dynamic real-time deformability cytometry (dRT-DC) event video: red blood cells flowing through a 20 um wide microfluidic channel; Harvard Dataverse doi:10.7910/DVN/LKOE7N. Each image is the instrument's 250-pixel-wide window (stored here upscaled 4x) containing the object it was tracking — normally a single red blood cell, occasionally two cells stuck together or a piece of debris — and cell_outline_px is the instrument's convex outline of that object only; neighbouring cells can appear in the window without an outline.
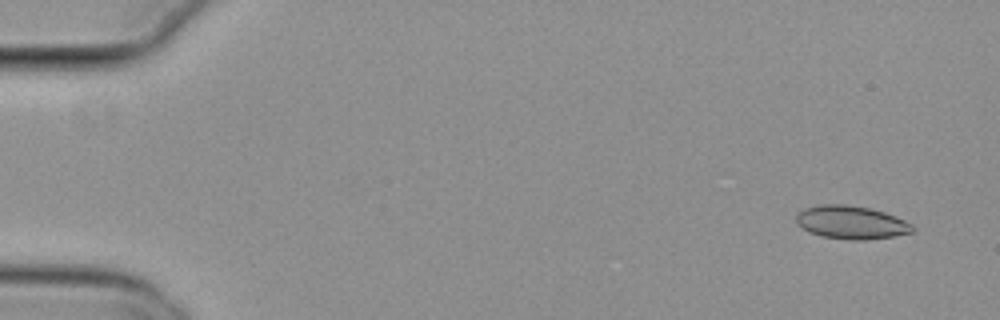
{"species": "common noctule bat (a hibernating species)", "species_latin": "Nyctalus noctula", "temperature_condition": "cold", "stored_images_in_passage": 56, "camera_frame_rate_fps": 3000, "um_per_image_px": 0.085, "animal": {"sex": "female", "body_mass_g": 29.2, "forearm_length_mm": 56.3}, "frame": {"image": 1, "passage_image": 4, "time_ms": 1.0, "image_size_px": [1000, 320], "cell_outline_px": [[916, 228], [912, 232], [892, 236], [868, 240], [848, 240], [820, 236], [808, 232], [796, 224], [796, 216], [804, 208], [820, 204], [844, 204], [868, 208], [884, 212], [896, 216], [912, 224]], "centroid_in_image_um": [72.34, 18.91], "position_along_channel_um": 12.7, "area_um2": 22.66}}
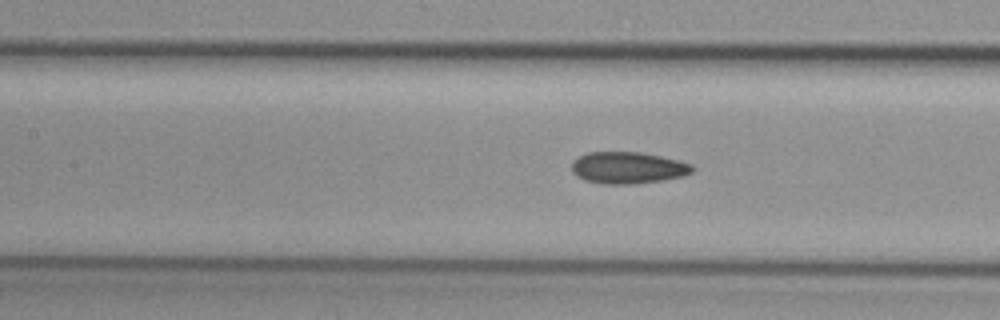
{"frame": {"image": 2, "passage_image": 26, "time_ms": 8.333, "image_size_px": [1000, 320], "cell_outline_px": [[696, 168], [692, 172], [684, 176], [660, 180], [632, 184], [604, 184], [584, 180], [576, 176], [572, 172], [572, 160], [588, 152], [640, 152], [680, 160], [692, 164]], "centroid_in_image_um": [53.38, 14.26], "position_along_channel_um": 154.0, "area_um2": 22.43}}
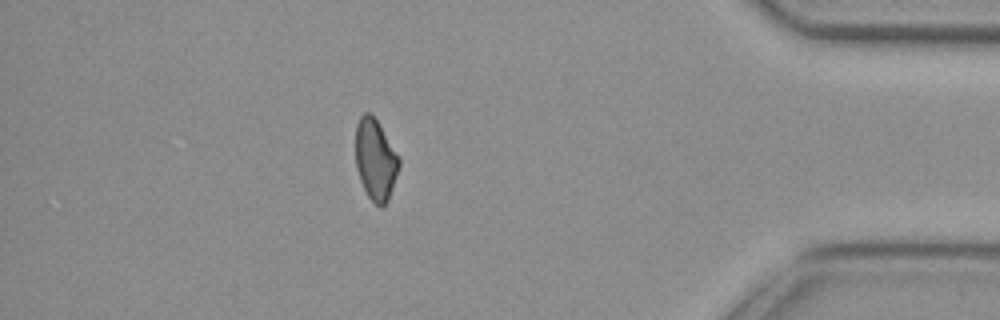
{"frame": {"image": 3, "passage_image": 49, "time_ms": 16.0, "image_size_px": [1000, 320], "cell_outline_px": [[400, 164], [388, 200], [380, 208], [368, 196], [360, 180], [356, 168], [356, 124], [360, 116], [364, 112], [368, 112], [376, 120], [400, 156]], "centroid_in_image_um": [31.91, 13.56], "position_along_channel_um": 403.3, "area_um2": 20.35}, "authors_computed_cell_mechanics": {"area_um2": 21.8484, "velocity_mm_per_s": 3.7891, "shape_relaxation_time_tau1_ms": 8.7419, "shape_relaxation_time_tau2_ms": 3.8185, "deformation_change_tau1": 0.1425, "deformation_change_tau2": 0.0807}}